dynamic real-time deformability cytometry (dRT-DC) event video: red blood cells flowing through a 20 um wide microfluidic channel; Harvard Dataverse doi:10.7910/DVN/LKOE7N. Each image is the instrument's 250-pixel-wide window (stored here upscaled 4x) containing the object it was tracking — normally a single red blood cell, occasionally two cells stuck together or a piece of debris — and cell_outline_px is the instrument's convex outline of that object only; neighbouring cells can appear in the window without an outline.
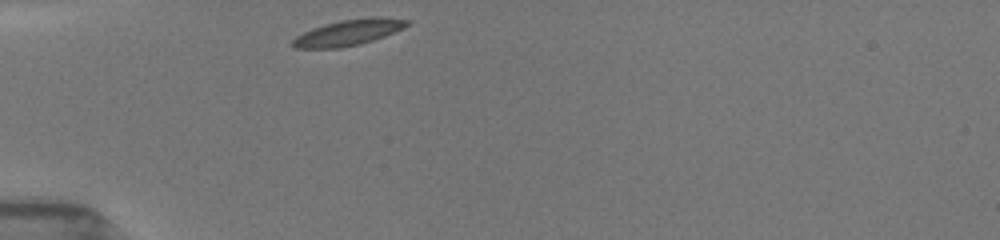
{"species": "common noctule bat (a hibernating species)", "species_latin": "Nyctalus noctula", "temperature_condition": "room temperature", "stored_images_in_passage": 35, "camera_frame_rate_fps": 3000, "um_per_image_px": 0.085, "animal": {"sex": "female", "body_mass_g": 19.5, "forearm_length_mm": 54.1}, "frame": {"image": 1, "passage_image": 1, "time_ms": 0.0, "image_size_px": [1000, 240], "cell_outline_px": [[412, 20], [404, 28], [384, 36], [360, 44], [340, 48], [292, 48], [292, 40], [296, 36], [312, 28], [324, 24], [340, 20], [372, 16], [384, 16]], "centroid_in_image_um": [29.64, 2.74], "position_along_channel_um": 55.4, "area_um2": 17.46}}
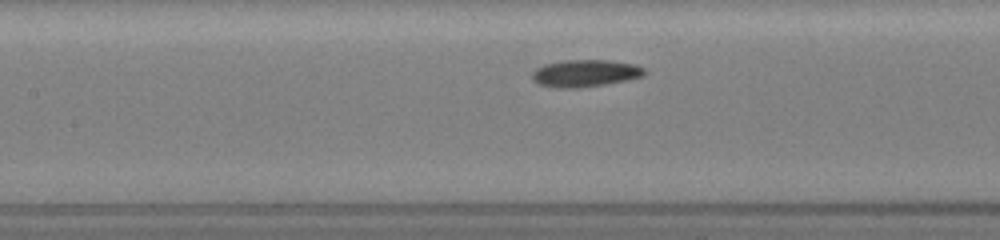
{"frame": {"image": 2, "passage_image": 11, "time_ms": 3.0, "image_size_px": [1000, 240], "cell_outline_px": [[648, 72], [644, 76], [628, 80], [604, 84], [576, 88], [556, 88], [536, 84], [532, 80], [532, 72], [536, 68], [544, 64], [564, 60], [612, 60], [636, 64], [644, 68]], "centroid_in_image_um": [49.75, 6.22], "position_along_channel_um": 157.7, "area_um2": 18.09}}
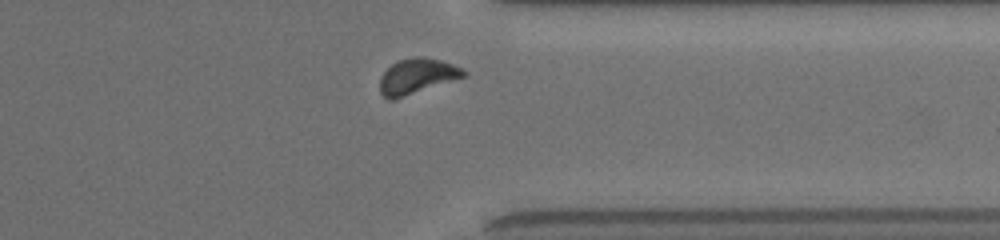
{"frame": {"image": 3, "passage_image": 31, "time_ms": 8.667, "image_size_px": [1000, 240], "cell_outline_px": [[468, 76], [392, 100], [388, 100], [380, 92], [380, 76], [392, 64], [400, 60], [416, 56], [424, 56], [440, 60], [464, 68], [468, 72]], "centroid_in_image_um": [35.49, 6.47], "position_along_channel_um": 375.9, "area_um2": 17.34}, "authors_computed_cell_mechanics": {"area_um2": 17.1088, "velocity_mm_per_s": 3.8822, "shape_relaxation_time_tau1_ms": 2.0409, "shape_relaxation_time_tau2_ms": 8.2352, "deformation_change_tau1": 0.0814, "deformation_change_tau2": 0.1475}}